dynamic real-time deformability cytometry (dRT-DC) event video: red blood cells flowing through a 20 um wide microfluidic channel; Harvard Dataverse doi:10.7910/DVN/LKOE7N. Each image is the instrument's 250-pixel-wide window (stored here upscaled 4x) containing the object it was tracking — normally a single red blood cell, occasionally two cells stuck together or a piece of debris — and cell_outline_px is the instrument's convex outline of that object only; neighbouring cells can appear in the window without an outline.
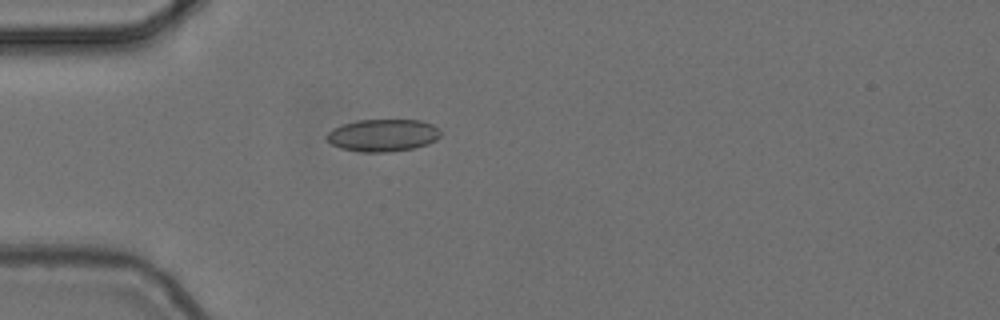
{"species": "common noctule bat (a hibernating species)", "species_latin": "Nyctalus noctula", "temperature_condition": "cold", "stored_images_in_passage": 4, "camera_frame_rate_fps": 3000, "um_per_image_px": 0.085, "animal": {"sex": "female", "body_mass_g": 24.6, "forearm_length_mm": 56.2}, "frame": {"image": 1, "passage_image": 4, "time_ms": 1.0, "image_size_px": [1000, 320], "cell_outline_px": [[440, 136], [436, 140], [428, 144], [412, 148], [388, 152], [360, 152], [340, 148], [332, 144], [324, 136], [332, 128], [356, 120], [420, 120], [432, 124], [440, 132]], "centroid_in_image_um": [32.52, 11.5], "position_along_channel_um": 52.5, "area_um2": 21.44}}